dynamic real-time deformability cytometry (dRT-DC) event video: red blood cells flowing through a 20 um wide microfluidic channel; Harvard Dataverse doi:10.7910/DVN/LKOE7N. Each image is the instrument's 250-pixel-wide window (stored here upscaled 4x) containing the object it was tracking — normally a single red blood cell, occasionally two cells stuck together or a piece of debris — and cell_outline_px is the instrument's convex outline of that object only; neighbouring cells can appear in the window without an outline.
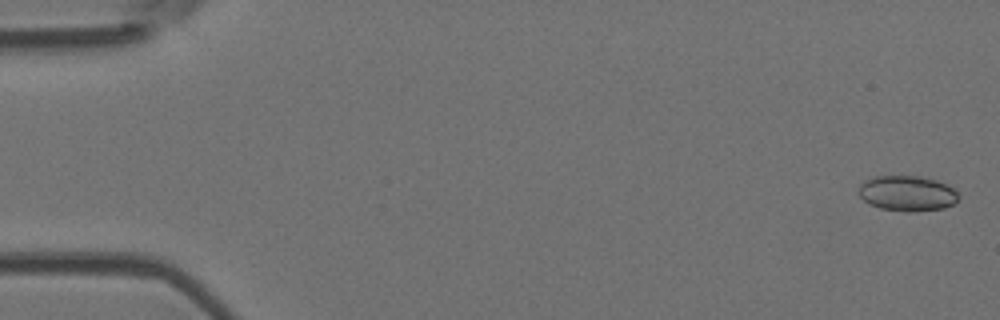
{"species": "Egyptian fruit bat (a non-hibernating species)", "species_latin": "Rousettus aegyptiacus", "temperature_condition": "room temperature", "stored_images_in_passage": 4, "camera_frame_rate_fps": 3000, "um_per_image_px": 0.085, "animal": {"sex": "female"}, "frame": {"image": 1, "passage_image": 1, "time_ms": 0.0, "image_size_px": [1000, 320], "cell_outline_px": [[960, 196], [952, 204], [944, 208], [912, 212], [908, 212], [880, 208], [868, 204], [860, 196], [860, 184], [864, 180], [876, 176], [920, 176], [936, 180], [952, 188]], "centroid_in_image_um": [77.1, 16.44], "position_along_channel_um": 7.9, "area_um2": 20.46}}
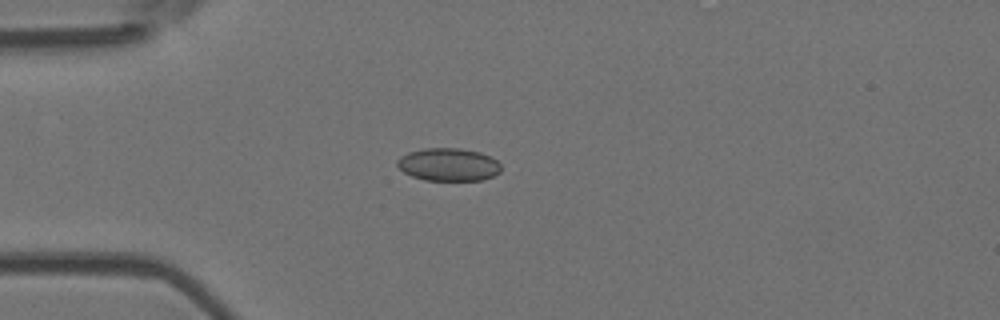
{"frame": {"image": 2, "passage_image": 4, "time_ms": 4.333, "image_size_px": [1000, 320], "cell_outline_px": [[500, 172], [492, 176], [480, 180], [424, 180], [412, 176], [404, 172], [396, 164], [396, 160], [400, 156], [408, 152], [424, 148], [460, 148], [480, 152], [496, 160], [500, 164]], "centroid_in_image_um": [38.09, 13.98], "position_along_channel_um": 46.9, "area_um2": 19.83}}